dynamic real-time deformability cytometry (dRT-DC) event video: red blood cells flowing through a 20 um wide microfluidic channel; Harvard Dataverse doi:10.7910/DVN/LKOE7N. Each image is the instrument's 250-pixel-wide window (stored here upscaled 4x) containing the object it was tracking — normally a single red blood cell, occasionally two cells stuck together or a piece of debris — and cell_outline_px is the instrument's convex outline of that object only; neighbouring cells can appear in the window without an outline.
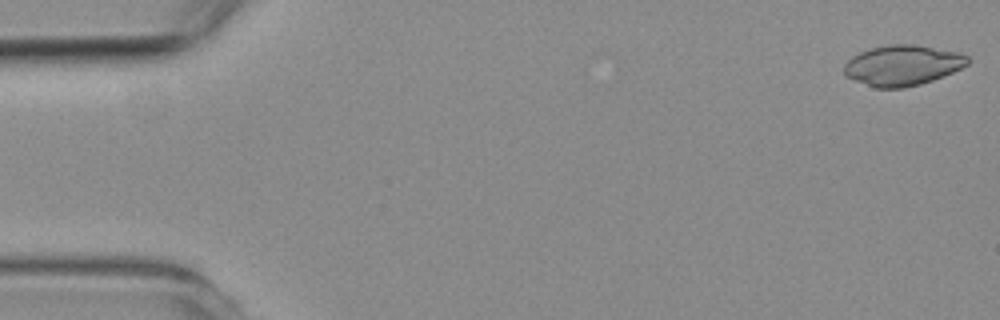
{"species": "common noctule bat (a hibernating species)", "species_latin": "Nyctalus noctula", "temperature_condition": "room temperature", "stored_images_in_passage": 8, "camera_frame_rate_fps": 3000, "um_per_image_px": 0.085, "animal": {"sex": "female", "body_mass_g": 19.3, "forearm_length_mm": 54.1}, "frame": {"image": 1, "passage_image": 1, "time_ms": 0.0, "image_size_px": [1000, 320], "cell_outline_px": [[968, 64], [952, 72], [932, 80], [920, 84], [904, 88], [876, 88], [856, 80], [848, 76], [844, 72], [844, 64], [852, 56], [860, 52], [872, 48], [888, 44], [912, 44], [956, 52], [968, 56]], "centroid_in_image_um": [76.7, 5.55], "position_along_channel_um": 8.3, "area_um2": 28.67}}